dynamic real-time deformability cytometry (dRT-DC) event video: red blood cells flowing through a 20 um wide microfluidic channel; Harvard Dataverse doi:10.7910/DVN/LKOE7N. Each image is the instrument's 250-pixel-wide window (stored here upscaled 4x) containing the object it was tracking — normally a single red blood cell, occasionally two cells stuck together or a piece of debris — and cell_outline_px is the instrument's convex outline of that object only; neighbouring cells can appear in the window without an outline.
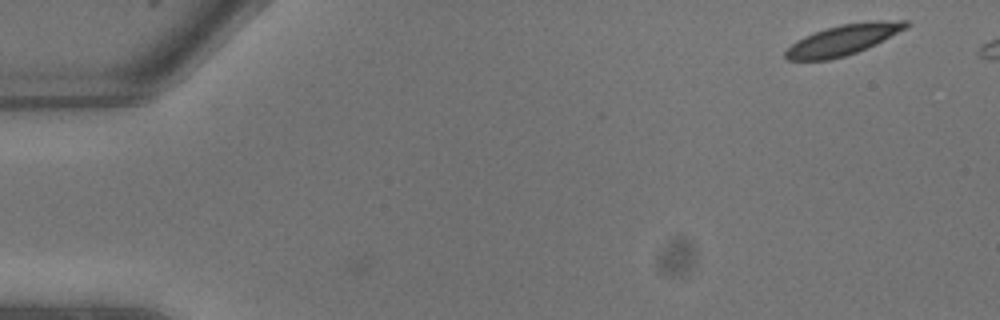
{"species": "common noctule bat (a hibernating species)", "species_latin": "Nyctalus noctula", "temperature_condition": "warm", "stored_images_in_passage": 11, "camera_frame_rate_fps": 3000, "um_per_image_px": 0.085, "animal": {"sex": "male", "body_mass_g": 13.3}, "frame": {"image": 1, "passage_image": 1, "time_ms": 0.0, "image_size_px": [1000, 320], "cell_outline_px": [[912, 24], [908, 28], [868, 48], [844, 56], [828, 60], [788, 60], [784, 56], [784, 52], [796, 40], [804, 36], [828, 28], [844, 24], [872, 20], [908, 20]], "centroid_in_image_um": [71.73, 3.37], "position_along_channel_um": 13.3, "area_um2": 21.44}}
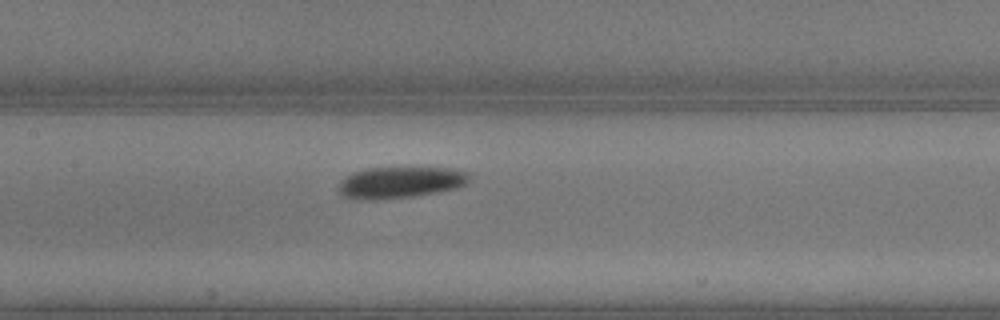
{"frame": {"image": 2, "passage_image": 11, "time_ms": 3.333, "image_size_px": [1000, 320], "cell_outline_px": [[468, 180], [464, 184], [456, 188], [436, 192], [412, 196], [372, 200], [368, 200], [344, 196], [340, 192], [340, 180], [352, 172], [368, 168], [404, 164], [408, 164], [452, 168], [468, 172]], "centroid_in_image_um": [34.05, 15.42], "position_along_channel_um": 173.4, "area_um2": 24.8}}